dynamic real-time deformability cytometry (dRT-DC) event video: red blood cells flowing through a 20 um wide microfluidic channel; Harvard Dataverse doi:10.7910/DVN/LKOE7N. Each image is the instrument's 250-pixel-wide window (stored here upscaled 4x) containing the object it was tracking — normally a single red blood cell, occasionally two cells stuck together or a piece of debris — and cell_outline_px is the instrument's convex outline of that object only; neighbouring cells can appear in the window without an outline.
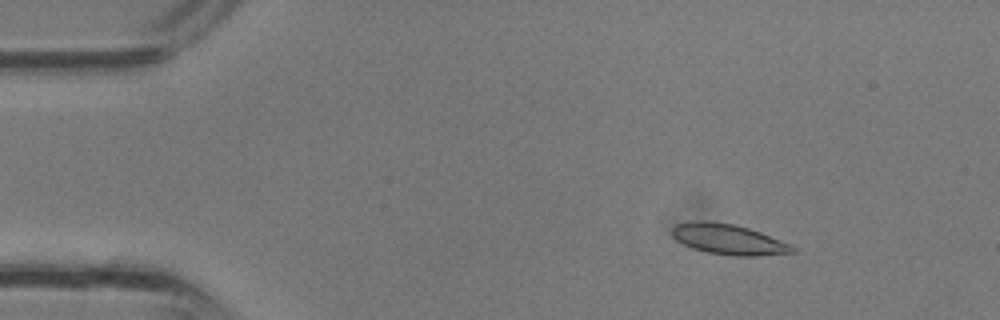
{"species": "common noctule bat (a hibernating species)", "species_latin": "Nyctalus noctula", "temperature_condition": "room temperature", "stored_images_in_passage": 34, "camera_frame_rate_fps": 3000, "um_per_image_px": 0.085, "animal": {"sex": "male", "body_mass_g": 13.3}, "frame": {"image": 1, "passage_image": 4, "time_ms": 1.0, "image_size_px": [1000, 320], "cell_outline_px": [[796, 252], [756, 256], [736, 256], [708, 252], [692, 248], [676, 240], [672, 236], [672, 228], [676, 224], [696, 220], [708, 220], [732, 224], [748, 228], [760, 232], [792, 244], [796, 248]], "centroid_in_image_um": [61.93, 20.34], "position_along_channel_um": 23.1, "area_um2": 21.39}}
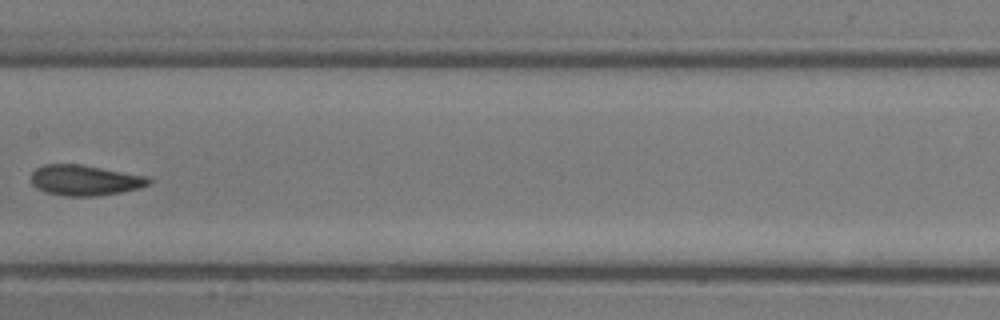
{"frame": {"image": 2, "passage_image": 17, "time_ms": 5.333, "image_size_px": [1000, 320], "cell_outline_px": [[152, 180], [148, 184], [140, 188], [120, 192], [96, 196], [64, 196], [44, 192], [36, 188], [32, 184], [32, 172], [36, 168], [44, 164], [80, 164], [144, 176]], "centroid_in_image_um": [7.16, 15.33], "position_along_channel_um": 200.2, "area_um2": 20.75}}
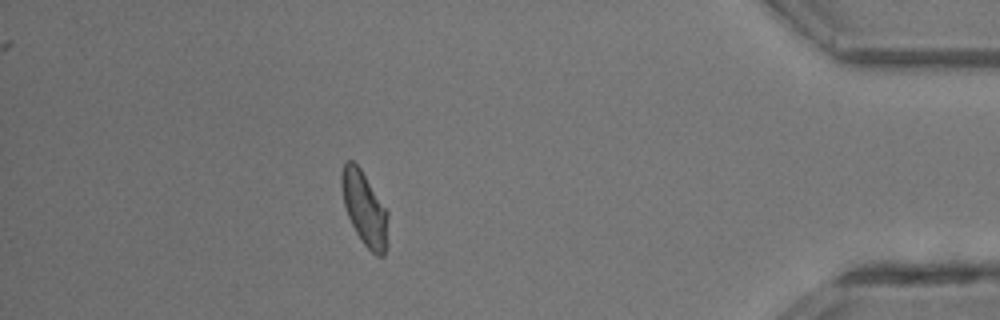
{"frame": {"image": 3, "passage_image": 30, "time_ms": 9.667, "image_size_px": [1000, 320], "cell_outline_px": [[388, 244], [384, 256], [376, 256], [364, 244], [356, 232], [348, 216], [344, 204], [340, 184], [340, 176], [344, 160], [352, 160], [360, 168], [388, 212]], "centroid_in_image_um": [30.98, 17.73], "position_along_channel_um": 404.2, "area_um2": 20.06}}